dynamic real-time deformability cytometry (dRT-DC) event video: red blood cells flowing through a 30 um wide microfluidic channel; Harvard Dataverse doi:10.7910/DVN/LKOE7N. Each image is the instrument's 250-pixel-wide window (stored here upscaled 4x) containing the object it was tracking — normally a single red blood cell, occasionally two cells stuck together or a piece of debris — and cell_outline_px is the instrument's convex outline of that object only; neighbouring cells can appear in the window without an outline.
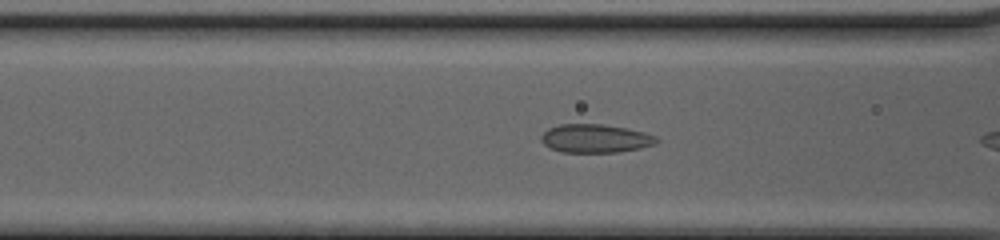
{"species": "common noctule bat (a hibernating species)", "species_latin": "Nyctalus noctula", "temperature_condition": "cold", "stored_images_in_passage": 7, "camera_frame_rate_fps": 3000, "um_per_image_px": 0.085, "animal": {"sex": "female", "body_mass_g": 20.0, "forearm_length_mm": 54.0}, "frame": {"image": 1, "passage_image": 6, "time_ms": 1.667, "image_size_px": [1000, 240], "cell_outline_px": [[660, 140], [656, 144], [640, 148], [620, 152], [560, 152], [544, 144], [540, 140], [540, 136], [548, 128], [560, 124], [604, 124], [628, 128], [644, 132], [656, 136]], "centroid_in_image_um": [50.62, 11.76], "position_along_channel_um": 116.0, "area_um2": 19.31}}